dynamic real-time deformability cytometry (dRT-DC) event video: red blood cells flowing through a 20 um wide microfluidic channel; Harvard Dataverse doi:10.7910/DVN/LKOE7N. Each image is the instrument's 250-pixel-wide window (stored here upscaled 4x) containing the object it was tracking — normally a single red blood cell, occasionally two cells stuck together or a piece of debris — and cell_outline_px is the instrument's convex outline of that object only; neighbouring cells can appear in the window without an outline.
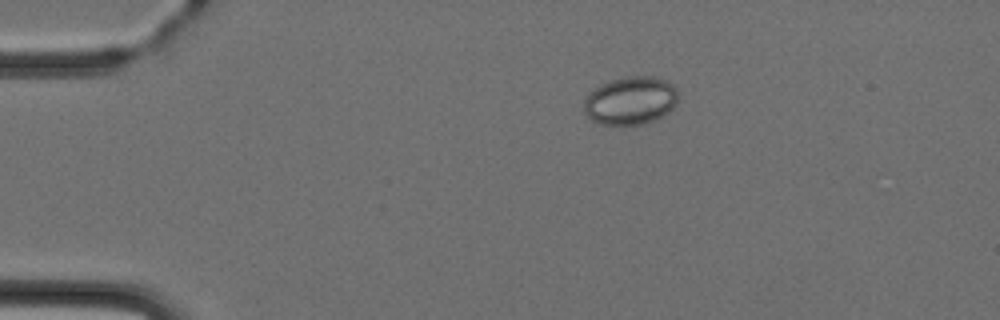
{"species": "Egyptian fruit bat (a non-hibernating species)", "species_latin": "Rousettus aegyptiacus", "temperature_condition": "cold", "stored_images_in_passage": 3, "camera_frame_rate_fps": 3000, "um_per_image_px": 0.085, "animal": {"sex": "female"}, "frame": {"image": 1, "passage_image": 1, "time_ms": 0.0, "image_size_px": [1000, 320], "cell_outline_px": [[676, 104], [668, 112], [644, 124], [600, 124], [592, 120], [584, 112], [584, 100], [588, 92], [600, 84], [608, 80], [628, 76], [652, 76], [664, 80], [672, 84], [676, 88]], "centroid_in_image_um": [53.55, 8.53], "position_along_channel_um": 31.5, "area_um2": 26.3}}